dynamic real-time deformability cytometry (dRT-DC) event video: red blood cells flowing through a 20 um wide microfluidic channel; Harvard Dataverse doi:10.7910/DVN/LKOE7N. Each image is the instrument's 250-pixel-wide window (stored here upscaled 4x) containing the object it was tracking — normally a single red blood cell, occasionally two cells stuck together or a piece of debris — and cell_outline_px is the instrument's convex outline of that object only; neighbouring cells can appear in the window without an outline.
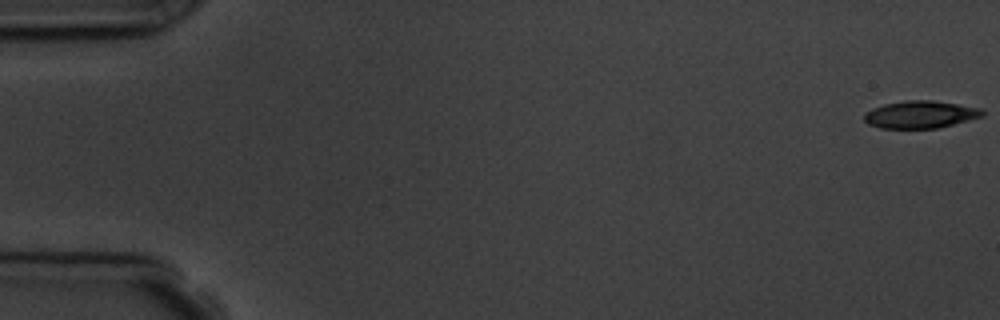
{"species": "common noctule bat (a hibernating species)", "species_latin": "Nyctalus noctula", "temperature_condition": "room temperature", "stored_images_in_passage": 5, "camera_frame_rate_fps": 3000, "um_per_image_px": 0.085, "animal": {"sex": "male", "body_mass_g": 19.5, "forearm_length_mm": 54.6}, "frame": {"image": 1, "passage_image": 1, "time_ms": 0.0, "image_size_px": [1000, 320], "cell_outline_px": [[984, 116], [936, 128], [880, 128], [868, 124], [864, 120], [864, 112], [872, 108], [884, 104], [904, 100], [932, 100], [980, 108], [984, 112]], "centroid_in_image_um": [78.19, 9.73], "position_along_channel_um": 6.8, "area_um2": 18.79}}
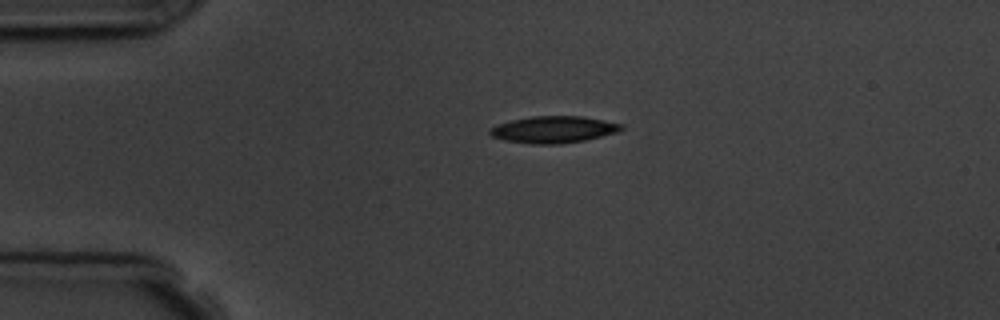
{"frame": {"image": 2, "passage_image": 4, "time_ms": 4.0, "image_size_px": [1000, 320], "cell_outline_px": [[624, 128], [616, 132], [584, 140], [560, 144], [532, 144], [504, 140], [492, 136], [488, 132], [488, 128], [496, 124], [512, 120], [532, 116], [584, 116], [624, 124]], "centroid_in_image_um": [47.03, 11.0], "position_along_channel_um": 38.0, "area_um2": 20.58}}